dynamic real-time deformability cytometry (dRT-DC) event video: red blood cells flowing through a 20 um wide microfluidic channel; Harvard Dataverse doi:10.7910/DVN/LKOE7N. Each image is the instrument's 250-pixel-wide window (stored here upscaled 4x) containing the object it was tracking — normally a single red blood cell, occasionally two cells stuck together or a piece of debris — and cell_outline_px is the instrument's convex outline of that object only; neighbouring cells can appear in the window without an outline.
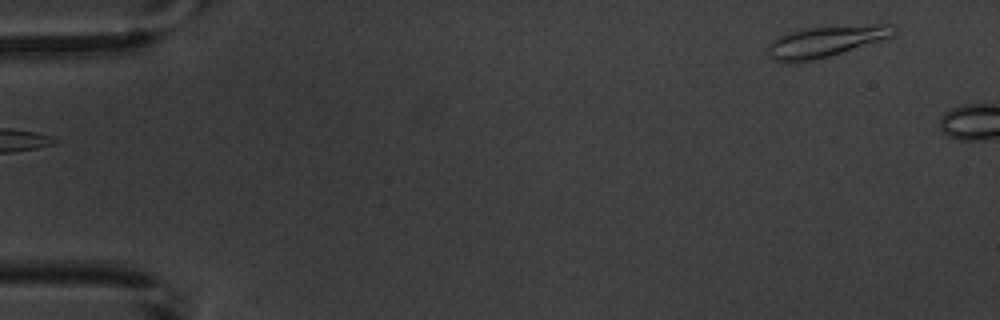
{"species": "common noctule bat (a hibernating species)", "species_latin": "Nyctalus noctula", "temperature_condition": "warm", "stored_images_in_passage": 2, "camera_frame_rate_fps": 3000, "um_per_image_px": 0.085, "animal": {"sex": "male", "body_mass_g": 20.1, "forearm_length_mm": 53.5}, "frame": {"image": 1, "passage_image": 1, "time_ms": 0.0, "image_size_px": [1000, 320], "cell_outline_px": [[900, 28], [892, 36], [828, 56], [812, 60], [784, 64], [768, 56], [768, 44], [776, 36], [800, 28], [876, 24], [896, 24]], "centroid_in_image_um": [70.15, 3.5], "position_along_channel_um": 14.9, "area_um2": 22.95}}